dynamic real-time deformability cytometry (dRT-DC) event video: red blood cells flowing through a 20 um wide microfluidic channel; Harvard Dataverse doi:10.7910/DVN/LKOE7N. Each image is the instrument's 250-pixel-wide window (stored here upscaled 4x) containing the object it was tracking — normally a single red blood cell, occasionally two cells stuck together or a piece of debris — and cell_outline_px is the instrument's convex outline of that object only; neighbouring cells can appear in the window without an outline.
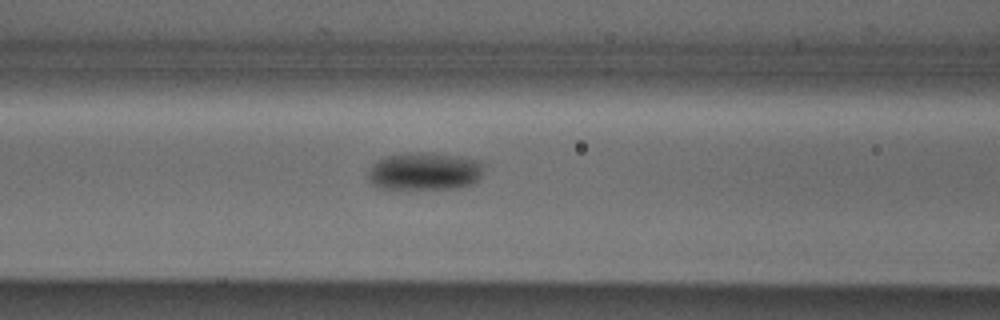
{"species": "Egyptian fruit bat (a non-hibernating species)", "species_latin": "Rousettus aegyptiacus", "temperature_condition": "cold", "stored_images_in_passage": 18, "camera_frame_rate_fps": 3000, "um_per_image_px": 0.085, "animal": {"sex": "male"}, "frame": {"image": 1, "passage_image": 13, "time_ms": 4.0, "image_size_px": [1000, 320], "cell_outline_px": [[484, 164], [480, 176], [472, 184], [456, 188], [380, 188], [372, 184], [368, 180], [368, 172], [372, 164], [376, 160], [384, 156], [404, 152], [424, 152], [456, 156], [484, 160]], "centroid_in_image_um": [36.07, 14.53], "position_along_channel_um": 130.5, "area_um2": 25.61}}
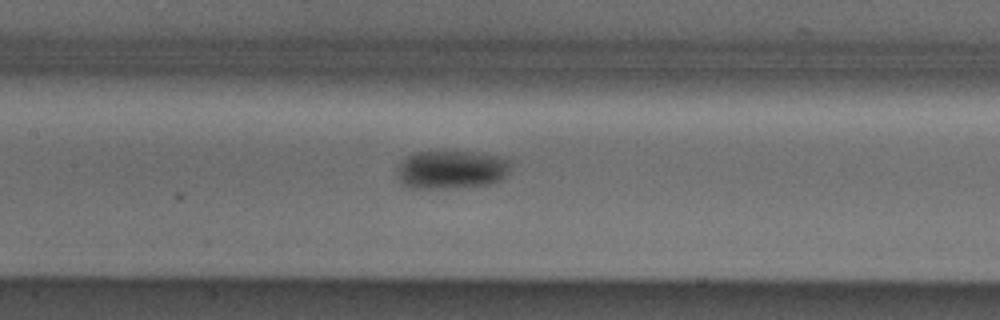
{"frame": {"image": 2, "passage_image": 16, "time_ms": 5.0, "image_size_px": [1000, 320], "cell_outline_px": [[508, 172], [500, 180], [492, 184], [452, 188], [408, 188], [400, 184], [396, 176], [396, 168], [400, 160], [416, 152], [436, 148], [444, 148], [476, 152], [496, 156], [508, 160]], "centroid_in_image_um": [38.25, 14.37], "position_along_channel_um": 169.2, "area_um2": 26.53}}